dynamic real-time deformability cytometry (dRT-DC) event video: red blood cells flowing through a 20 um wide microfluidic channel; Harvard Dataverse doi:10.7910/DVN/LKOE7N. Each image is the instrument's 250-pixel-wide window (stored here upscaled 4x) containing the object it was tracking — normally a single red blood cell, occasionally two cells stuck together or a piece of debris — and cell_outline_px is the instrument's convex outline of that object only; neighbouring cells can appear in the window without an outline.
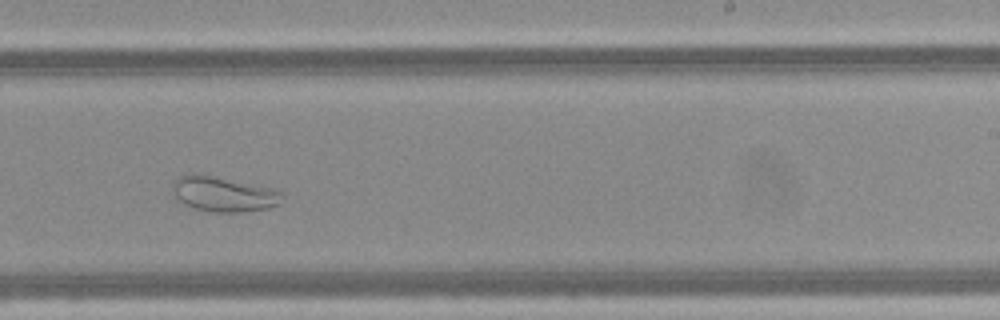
{"species": "Egyptian fruit bat (a non-hibernating species)", "species_latin": "Rousettus aegyptiacus", "temperature_condition": "warm", "stored_images_in_passage": 44, "camera_frame_rate_fps": 3000, "um_per_image_px": 0.085, "frame": {"image": 1, "passage_image": 24, "time_ms": 7.667, "image_size_px": [1000, 320], "cell_outline_px": [[284, 200], [280, 204], [268, 208], [244, 212], [216, 212], [192, 208], [176, 200], [172, 192], [172, 180], [188, 172], [192, 172], [272, 188], [280, 192], [284, 196]], "centroid_in_image_um": [18.95, 16.5], "position_along_channel_um": 270.1, "area_um2": 22.72}}
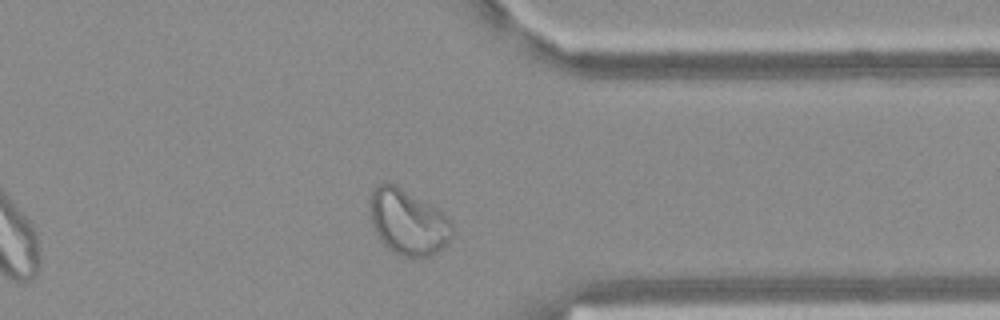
{"frame": {"image": 2, "passage_image": 33, "time_ms": 10.667, "image_size_px": [1000, 320], "cell_outline_px": [[452, 232], [448, 240], [436, 252], [428, 256], [404, 256], [388, 248], [380, 240], [372, 224], [368, 204], [368, 200], [372, 192], [380, 184], [396, 184], [444, 212], [452, 224]], "centroid_in_image_um": [34.65, 18.84], "position_along_channel_um": 376.7, "area_um2": 30.98}}
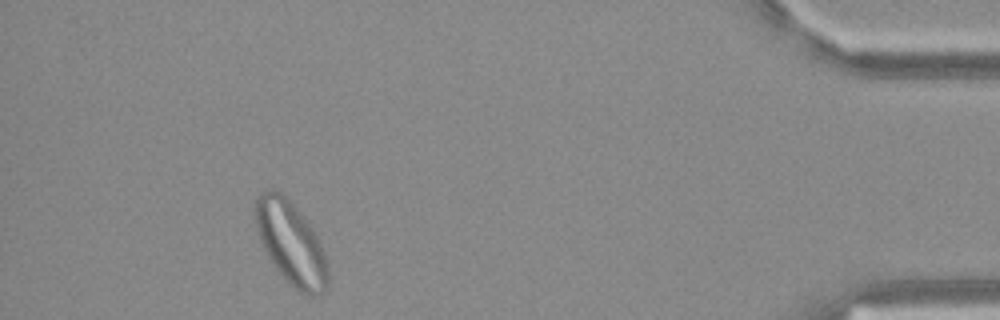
{"frame": {"image": 3, "passage_image": 40, "time_ms": 13.0, "image_size_px": [1000, 320], "cell_outline_px": [[328, 288], [320, 296], [308, 296], [300, 292], [276, 268], [268, 256], [260, 240], [256, 228], [256, 196], [260, 192], [268, 188], [272, 188], [280, 192], [296, 208], [312, 228], [328, 260]], "centroid_in_image_um": [24.75, 20.68], "position_along_channel_um": 410.4, "area_um2": 34.8}}